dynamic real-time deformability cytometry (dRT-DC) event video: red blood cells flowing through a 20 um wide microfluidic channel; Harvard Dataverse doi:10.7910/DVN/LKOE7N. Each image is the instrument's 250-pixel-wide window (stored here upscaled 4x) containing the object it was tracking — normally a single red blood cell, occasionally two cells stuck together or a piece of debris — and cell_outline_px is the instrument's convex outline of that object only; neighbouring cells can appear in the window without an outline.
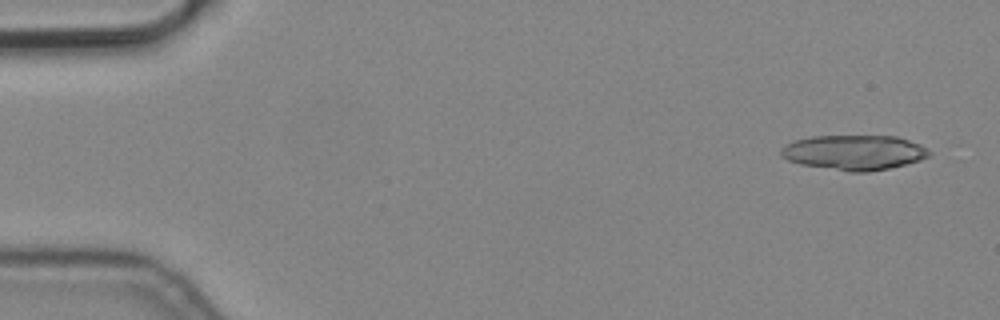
{"species": "common noctule bat (a hibernating species)", "species_latin": "Nyctalus noctula", "temperature_condition": "cold", "stored_images_in_passage": 6, "camera_frame_rate_fps": 3000, "um_per_image_px": 0.085, "animal": {"sex": "male", "body_mass_g": 19.2, "forearm_length_mm": 51.8}, "frame": {"image": 1, "passage_image": 1, "time_ms": 0.0, "image_size_px": [1000, 320], "cell_outline_px": [[932, 152], [928, 156], [920, 160], [888, 168], [868, 172], [848, 172], [800, 164], [788, 160], [780, 156], [780, 148], [784, 144], [796, 140], [812, 136], [896, 136], [920, 144]], "centroid_in_image_um": [72.56, 12.96], "position_along_channel_um": 12.4, "area_um2": 30.23}}